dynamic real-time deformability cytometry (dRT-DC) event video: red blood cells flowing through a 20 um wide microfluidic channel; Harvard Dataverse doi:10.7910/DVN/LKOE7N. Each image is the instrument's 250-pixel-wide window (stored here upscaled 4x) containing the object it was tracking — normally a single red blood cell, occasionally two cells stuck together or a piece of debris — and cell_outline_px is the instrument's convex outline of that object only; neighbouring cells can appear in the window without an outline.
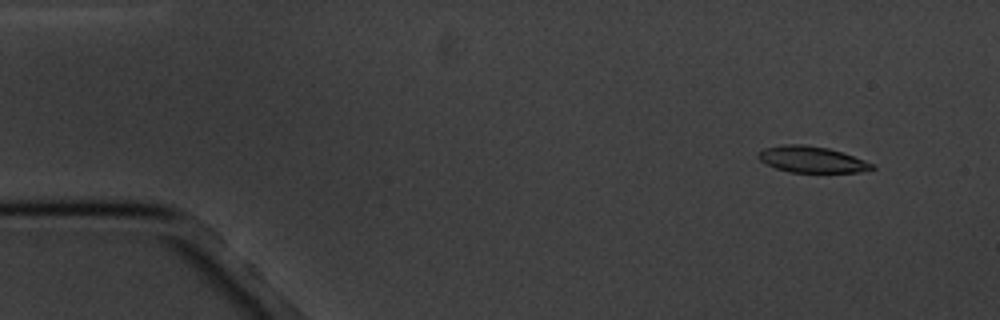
{"species": "common noctule bat (a hibernating species)", "species_latin": "Nyctalus noctula", "temperature_condition": "cold", "stored_images_in_passage": 4, "camera_frame_rate_fps": 3000, "um_per_image_px": 0.085, "animal": {"sex": "male", "body_mass_g": 20.1, "forearm_length_mm": 53.5}, "frame": {"image": 1, "passage_image": 2, "time_ms": 1.0, "image_size_px": [1000, 320], "cell_outline_px": [[876, 168], [860, 172], [788, 172], [776, 168], [760, 160], [756, 156], [756, 152], [764, 148], [784, 144], [804, 144], [828, 148], [876, 164]], "centroid_in_image_um": [68.98, 13.55], "position_along_channel_um": 16.0, "area_um2": 17.4}}
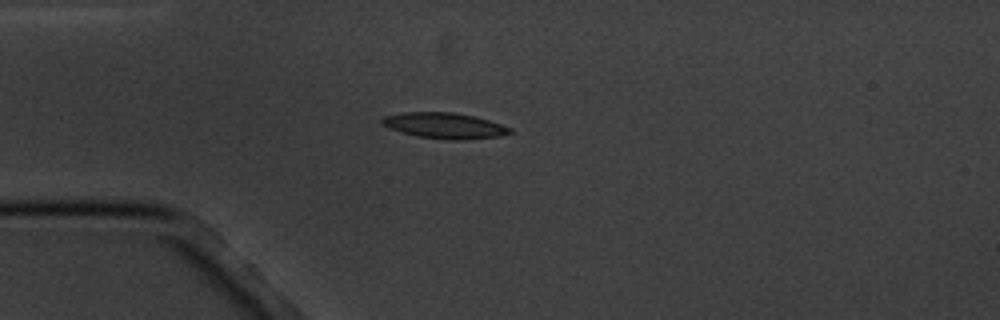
{"frame": {"image": 2, "passage_image": 4, "time_ms": 4.333, "image_size_px": [1000, 320], "cell_outline_px": [[512, 132], [500, 136], [460, 140], [452, 140], [416, 136], [388, 128], [380, 124], [380, 120], [384, 116], [404, 112], [452, 112], [472, 116], [488, 120], [512, 128]], "centroid_in_image_um": [37.74, 10.67], "position_along_channel_um": 47.3, "area_um2": 19.13}}